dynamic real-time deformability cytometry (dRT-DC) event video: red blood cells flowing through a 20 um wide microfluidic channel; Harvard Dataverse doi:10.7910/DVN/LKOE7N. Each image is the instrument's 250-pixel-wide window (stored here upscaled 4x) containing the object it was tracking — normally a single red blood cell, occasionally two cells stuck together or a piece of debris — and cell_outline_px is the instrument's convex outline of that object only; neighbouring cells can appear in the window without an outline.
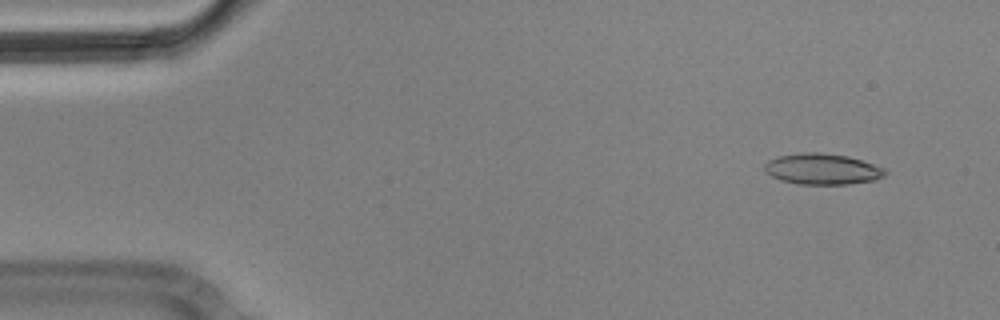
{"species": "Egyptian fruit bat (a non-hibernating species)", "species_latin": "Rousettus aegyptiacus", "temperature_condition": "cold", "stored_images_in_passage": 4, "camera_frame_rate_fps": 3000, "um_per_image_px": 0.085, "animal": {"sex": "male"}, "frame": {"image": 1, "passage_image": 1, "time_ms": 0.0, "image_size_px": [1000, 320], "cell_outline_px": [[888, 172], [884, 176], [876, 180], [848, 184], [800, 184], [780, 180], [764, 172], [764, 164], [768, 160], [776, 156], [804, 152], [820, 152], [848, 156], [884, 168]], "centroid_in_image_um": [69.87, 14.36], "position_along_channel_um": 15.1, "area_um2": 21.85}}
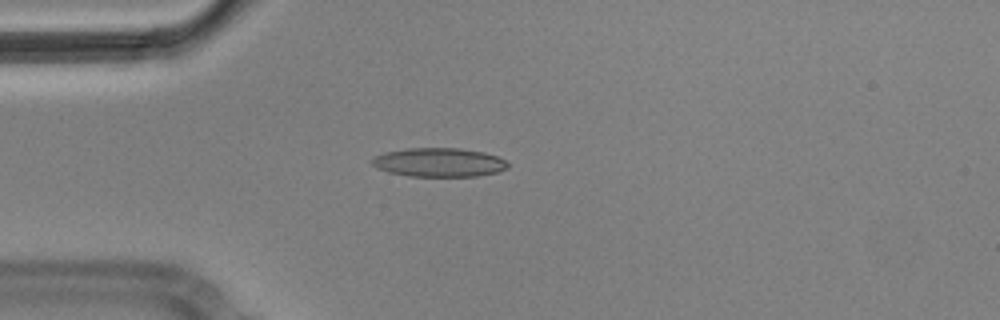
{"frame": {"image": 2, "passage_image": 4, "time_ms": 1.0, "image_size_px": [1000, 320], "cell_outline_px": [[508, 168], [496, 172], [476, 176], [408, 176], [388, 172], [376, 168], [372, 164], [372, 160], [376, 156], [384, 152], [404, 148], [460, 148], [484, 152], [496, 156], [504, 160], [508, 164]], "centroid_in_image_um": [37.29, 13.8], "position_along_channel_um": 47.7, "area_um2": 22.83}}